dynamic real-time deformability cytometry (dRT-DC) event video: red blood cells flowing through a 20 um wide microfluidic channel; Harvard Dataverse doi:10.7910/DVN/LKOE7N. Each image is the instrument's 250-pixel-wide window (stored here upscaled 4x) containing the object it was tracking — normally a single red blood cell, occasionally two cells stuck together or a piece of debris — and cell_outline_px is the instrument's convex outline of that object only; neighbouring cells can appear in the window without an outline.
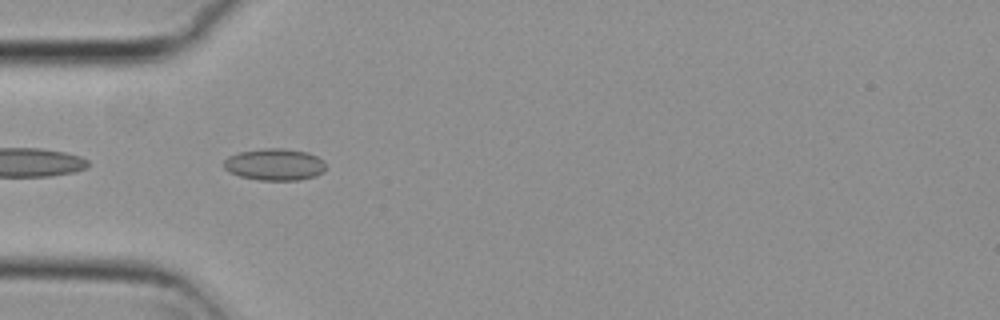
{"species": "common noctule bat (a hibernating species)", "species_latin": "Nyctalus noctula", "temperature_condition": "cold", "stored_images_in_passage": 26, "camera_frame_rate_fps": 3000, "um_per_image_px": 0.085, "animal": {"sex": "female", "body_mass_g": 29.2, "forearm_length_mm": 56.3}, "frame": {"image": 1, "passage_image": 1, "time_ms": 0.0, "image_size_px": [1000, 320], "cell_outline_px": [[324, 172], [316, 176], [300, 180], [260, 180], [240, 176], [228, 172], [224, 168], [224, 160], [228, 156], [240, 152], [264, 148], [284, 148], [308, 152], [316, 156], [324, 164]], "centroid_in_image_um": [23.33, 13.98], "position_along_channel_um": 61.7, "area_um2": 18.9}}
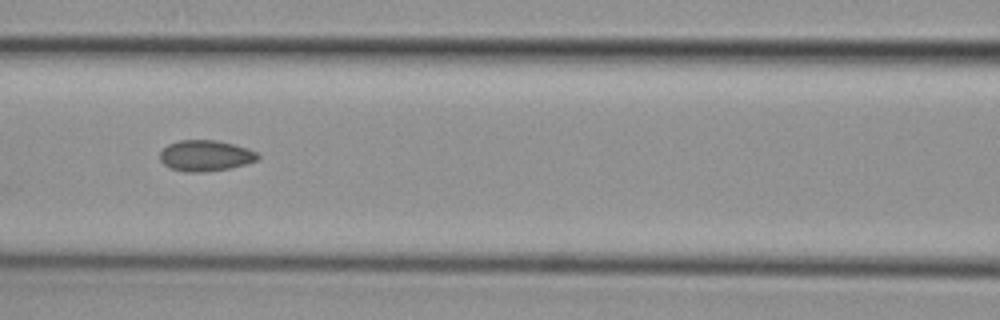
{"frame": {"image": 2, "passage_image": 8, "time_ms": 2.333, "image_size_px": [1000, 320], "cell_outline_px": [[260, 156], [256, 160], [244, 164], [228, 168], [204, 172], [184, 172], [168, 168], [160, 160], [160, 152], [168, 144], [180, 140], [216, 140], [248, 148], [256, 152]], "centroid_in_image_um": [17.43, 13.23], "position_along_channel_um": 149.2, "area_um2": 17.57}}
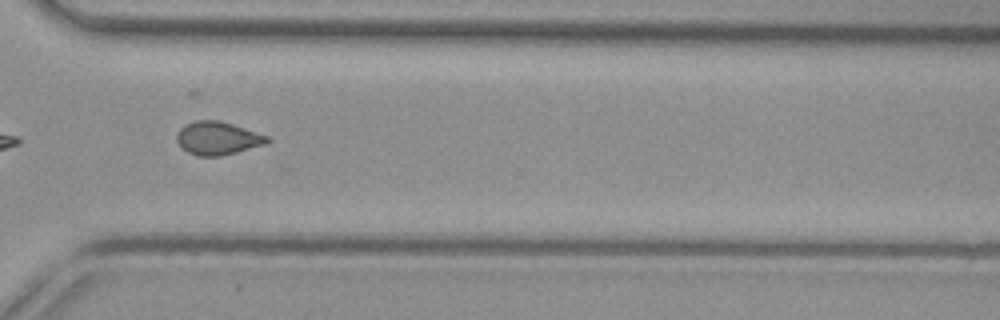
{"frame": {"image": 3, "passage_image": 24, "time_ms": 7.667, "image_size_px": [1000, 320], "cell_outline_px": [[272, 140], [268, 144], [220, 156], [196, 156], [180, 148], [176, 140], [176, 136], [180, 128], [184, 124], [196, 120], [220, 120], [272, 136]], "centroid_in_image_um": [18.54, 11.74], "position_along_channel_um": 352.1, "area_um2": 17.98}, "authors_computed_cell_mechanics": {"area_um2": 17.34, "velocity_mm_per_s": 3.8019, "shape_relaxation_time_tau1_ms": null, "shape_relaxation_time_tau2_ms": 2.7401, "deformation_change_tau1": null, "deformation_change_tau2": 0.0742}}